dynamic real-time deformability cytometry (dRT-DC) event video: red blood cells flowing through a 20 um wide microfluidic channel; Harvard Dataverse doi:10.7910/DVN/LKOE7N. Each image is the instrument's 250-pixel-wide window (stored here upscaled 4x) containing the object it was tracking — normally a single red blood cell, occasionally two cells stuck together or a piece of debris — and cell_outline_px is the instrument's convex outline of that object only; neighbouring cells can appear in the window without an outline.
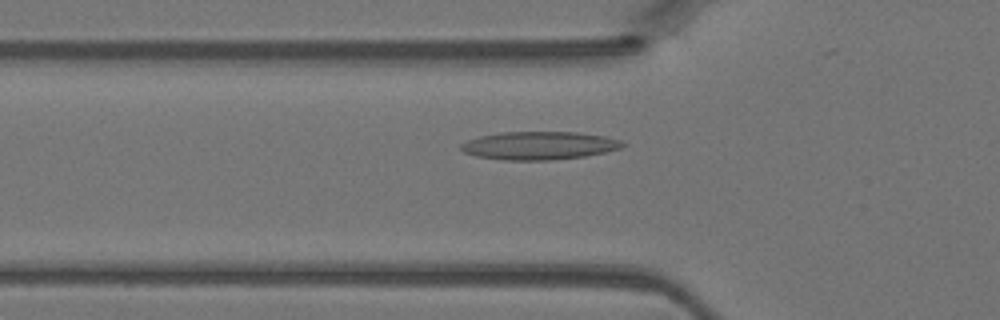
{"species": "Egyptian fruit bat (a non-hibernating species)", "species_latin": "Rousettus aegyptiacus", "temperature_condition": "warm", "stored_images_in_passage": 30, "camera_frame_rate_fps": 3000, "um_per_image_px": 0.085, "animal": {"sex": "female"}, "frame": {"image": 1, "passage_image": 5, "time_ms": 1.333, "image_size_px": [1000, 320], "cell_outline_px": [[628, 144], [620, 148], [604, 152], [584, 156], [548, 160], [504, 160], [476, 156], [464, 152], [460, 148], [460, 144], [468, 140], [480, 136], [504, 132], [576, 132], [604, 136], [620, 140]], "centroid_in_image_um": [45.82, 12.37], "position_along_channel_um": 80.0, "area_um2": 26.3}}
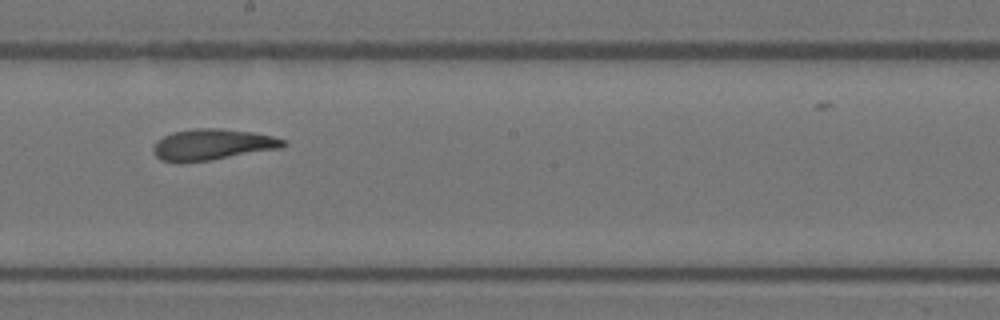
{"frame": {"image": 2, "passage_image": 15, "time_ms": 4.667, "image_size_px": [1000, 320], "cell_outline_px": [[288, 144], [280, 148], [208, 160], [180, 164], [160, 160], [156, 156], [152, 148], [156, 140], [172, 132], [196, 128], [220, 128], [252, 132], [272, 136], [284, 140]], "centroid_in_image_um": [17.99, 12.29], "position_along_channel_um": 230.2, "area_um2": 23.58}}
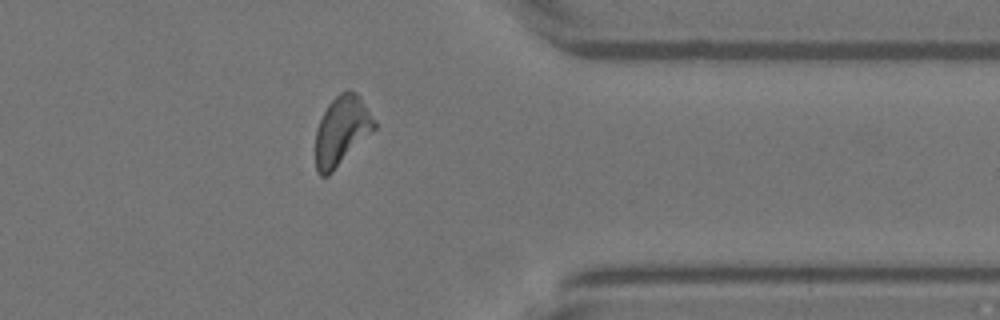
{"frame": {"image": 3, "passage_image": 26, "time_ms": 8.333, "image_size_px": [1000, 320], "cell_outline_px": [[376, 128], [328, 176], [320, 176], [316, 172], [316, 128], [328, 104], [340, 92], [348, 88], [356, 92], [360, 96], [376, 120]], "centroid_in_image_um": [29.05, 11.08], "position_along_channel_um": 382.3, "area_um2": 23.76}}